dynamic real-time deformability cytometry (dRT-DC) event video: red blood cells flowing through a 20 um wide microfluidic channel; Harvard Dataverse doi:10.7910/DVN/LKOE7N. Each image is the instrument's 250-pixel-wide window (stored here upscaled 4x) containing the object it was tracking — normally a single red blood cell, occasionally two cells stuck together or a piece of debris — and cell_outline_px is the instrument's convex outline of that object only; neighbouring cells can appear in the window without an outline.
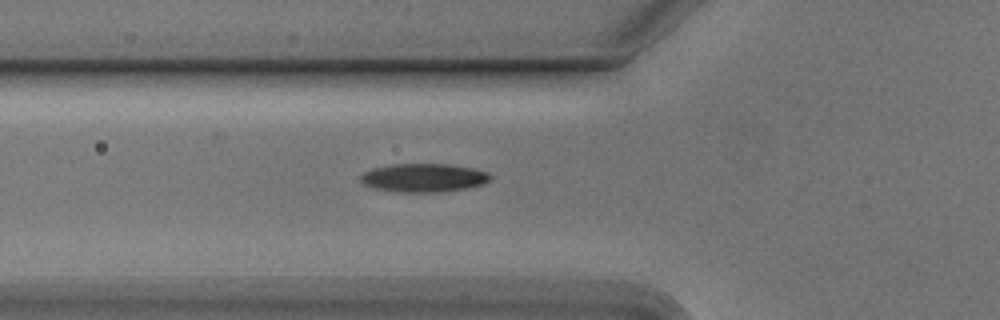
{"species": "Egyptian fruit bat (a non-hibernating species)", "species_latin": "Rousettus aegyptiacus", "temperature_condition": "cold", "stored_images_in_passage": 5, "camera_frame_rate_fps": 3000, "um_per_image_px": 0.085, "animal": {"sex": "male"}, "frame": {"image": 1, "passage_image": 2, "time_ms": 0.333, "image_size_px": [1000, 320], "cell_outline_px": [[492, 176], [484, 184], [468, 188], [440, 192], [400, 192], [372, 188], [364, 184], [360, 180], [360, 176], [364, 172], [372, 168], [392, 164], [452, 164], [472, 168], [488, 172]], "centroid_in_image_um": [36.01, 15.11], "position_along_channel_um": 89.8, "area_um2": 21.68}}
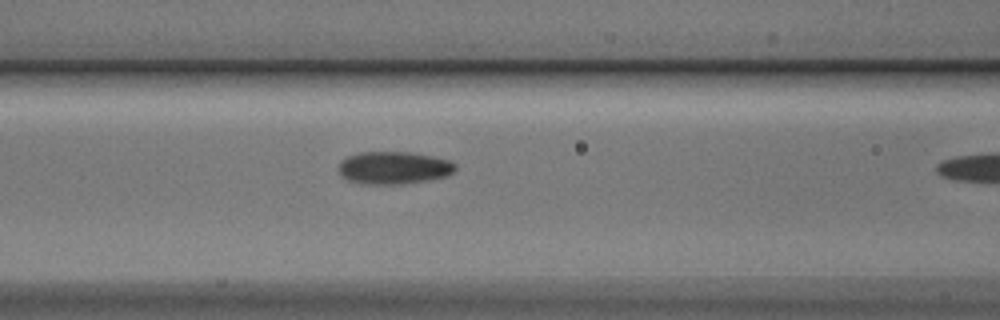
{"frame": {"image": 2, "passage_image": 4, "time_ms": 1.0, "image_size_px": [1000, 320], "cell_outline_px": [[456, 168], [448, 176], [428, 180], [404, 184], [364, 184], [348, 180], [340, 172], [340, 160], [348, 156], [360, 152], [408, 152], [432, 156], [448, 160], [456, 164]], "centroid_in_image_um": [33.49, 14.26], "position_along_channel_um": 133.1, "area_um2": 22.08}}